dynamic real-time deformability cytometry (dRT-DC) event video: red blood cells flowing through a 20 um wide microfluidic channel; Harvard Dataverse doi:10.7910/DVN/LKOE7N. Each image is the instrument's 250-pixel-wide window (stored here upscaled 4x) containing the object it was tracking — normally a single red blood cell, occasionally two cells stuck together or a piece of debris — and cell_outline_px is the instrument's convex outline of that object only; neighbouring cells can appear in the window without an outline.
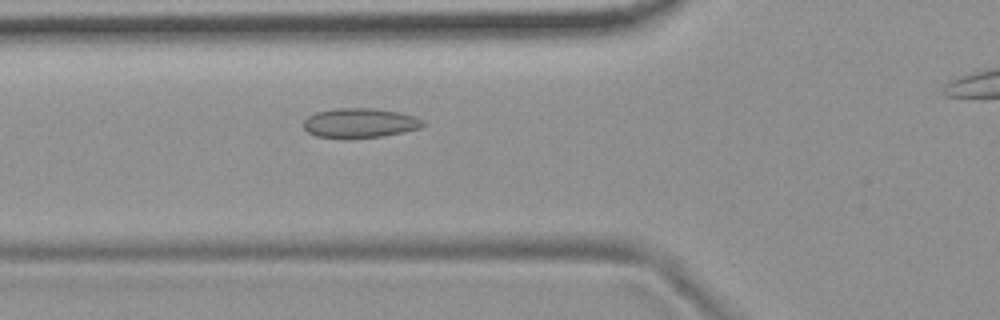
{"species": "common noctule bat (a hibernating species)", "species_latin": "Nyctalus noctula", "temperature_condition": "room temperature", "stored_images_in_passage": 34, "camera_frame_rate_fps": 3000, "um_per_image_px": 0.085, "animal": {"sex": "female", "body_mass_g": 19.9}, "frame": {"image": 1, "passage_image": 6, "time_ms": 1.667, "image_size_px": [1000, 320], "cell_outline_px": [[428, 124], [420, 128], [404, 132], [384, 136], [316, 136], [308, 132], [304, 128], [304, 120], [308, 116], [316, 112], [340, 108], [372, 108], [400, 112], [416, 116], [424, 120]], "centroid_in_image_um": [30.68, 10.42], "position_along_channel_um": 95.1, "area_um2": 20.17}}
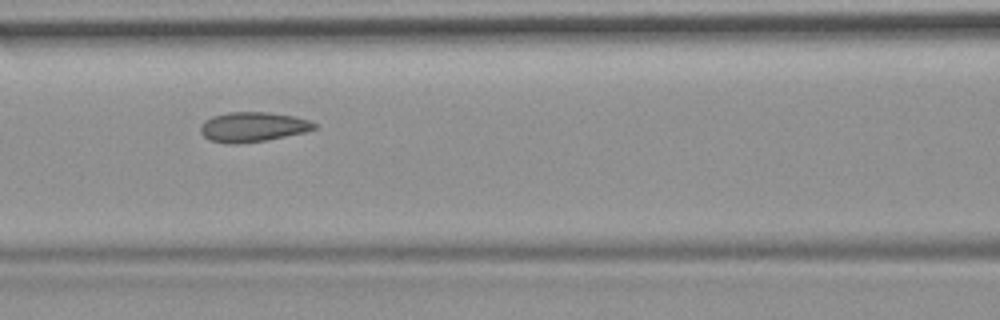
{"frame": {"image": 2, "passage_image": 10, "time_ms": 3.0, "image_size_px": [1000, 320], "cell_outline_px": [[316, 128], [304, 132], [264, 140], [232, 144], [212, 140], [204, 136], [200, 132], [200, 124], [204, 120], [212, 116], [228, 112], [268, 112], [296, 116], [308, 120], [316, 124]], "centroid_in_image_um": [21.46, 10.76], "position_along_channel_um": 145.1, "area_um2": 19.54}}